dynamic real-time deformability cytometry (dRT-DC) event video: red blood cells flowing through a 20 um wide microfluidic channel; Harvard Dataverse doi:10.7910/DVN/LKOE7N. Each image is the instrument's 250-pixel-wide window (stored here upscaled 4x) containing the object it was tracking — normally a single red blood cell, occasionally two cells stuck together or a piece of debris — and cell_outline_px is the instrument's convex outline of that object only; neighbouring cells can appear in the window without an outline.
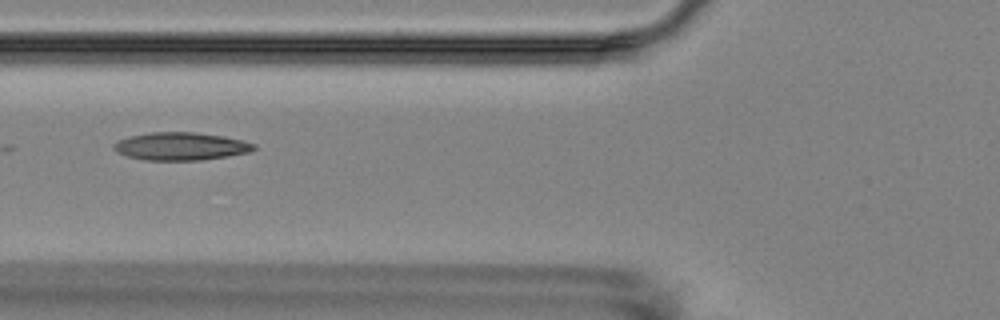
{"species": "Egyptian fruit bat (a non-hibernating species)", "species_latin": "Rousettus aegyptiacus", "temperature_condition": "room temperature", "stored_images_in_passage": 9, "camera_frame_rate_fps": 3000, "um_per_image_px": 0.085, "animal": {"sex": "female"}, "frame": {"image": 1, "passage_image": 7, "time_ms": 6.667, "image_size_px": [1000, 320], "cell_outline_px": [[256, 148], [248, 152], [228, 156], [200, 160], [144, 160], [128, 156], [116, 152], [112, 148], [112, 144], [120, 140], [132, 136], [148, 132], [196, 132], [224, 136], [256, 144]], "centroid_in_image_um": [15.35, 12.43], "position_along_channel_um": 110.4, "area_um2": 22.66}}
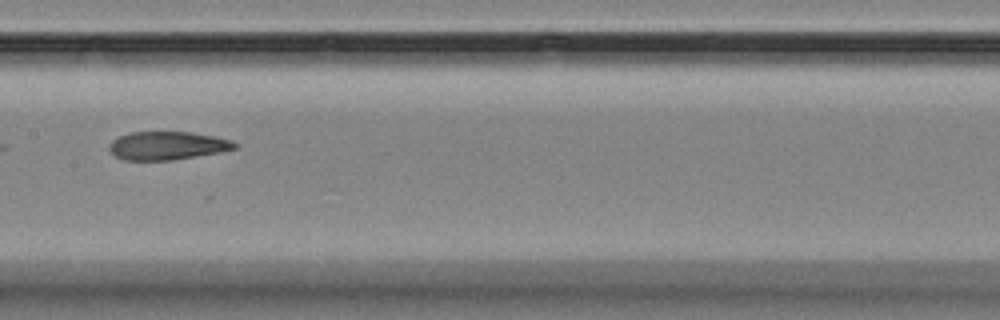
{"frame": {"image": 2, "passage_image": 9, "time_ms": 9.0, "image_size_px": [1000, 320], "cell_outline_px": [[236, 148], [220, 152], [172, 160], [124, 160], [116, 156], [108, 148], [108, 144], [112, 140], [128, 132], [192, 132], [232, 140], [236, 144]], "centroid_in_image_um": [14.19, 12.37], "position_along_channel_um": 193.2, "area_um2": 20.58}}